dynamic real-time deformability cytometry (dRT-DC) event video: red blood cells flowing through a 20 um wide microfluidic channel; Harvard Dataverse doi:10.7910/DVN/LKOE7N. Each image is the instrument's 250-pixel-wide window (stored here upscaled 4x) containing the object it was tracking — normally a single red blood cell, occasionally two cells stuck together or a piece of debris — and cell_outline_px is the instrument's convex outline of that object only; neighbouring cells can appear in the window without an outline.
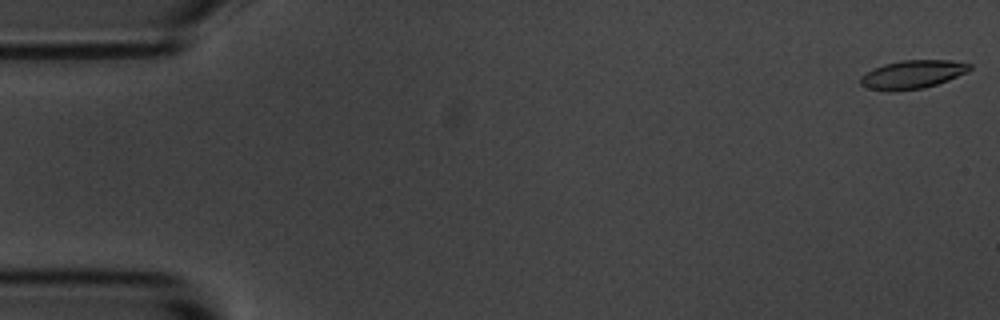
{"species": "common noctule bat (a hibernating species)", "species_latin": "Nyctalus noctula", "temperature_condition": "room temperature", "stored_images_in_passage": 6, "camera_frame_rate_fps": 3000, "um_per_image_px": 0.085, "animal": {"sex": "male", "body_mass_g": 20.1, "forearm_length_mm": 53.5}, "frame": {"image": 1, "passage_image": 1, "time_ms": 0.0, "image_size_px": [1000, 320], "cell_outline_px": [[972, 68], [968, 72], [948, 80], [924, 88], [892, 92], [888, 92], [868, 88], [860, 84], [860, 76], [872, 68], [884, 64], [900, 60], [952, 60], [972, 64]], "centroid_in_image_um": [77.55, 6.33], "position_along_channel_um": 7.5, "area_um2": 18.38}}
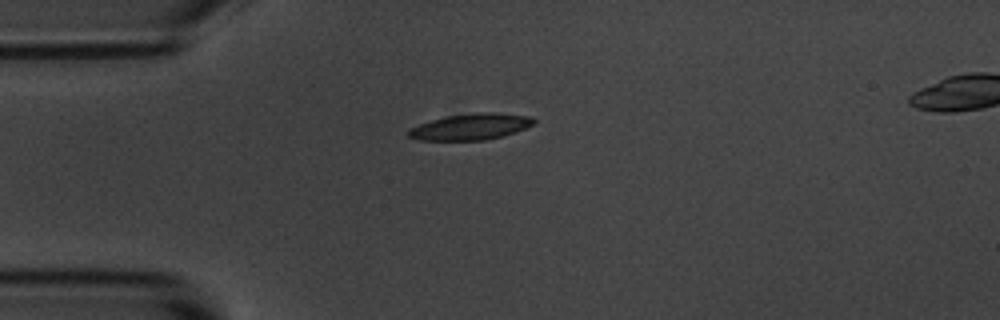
{"frame": {"image": 2, "passage_image": 4, "time_ms": 4.333, "image_size_px": [1000, 320], "cell_outline_px": [[536, 124], [516, 132], [484, 140], [420, 140], [408, 136], [408, 128], [432, 120], [448, 116], [476, 112], [492, 112], [528, 116], [536, 120]], "centroid_in_image_um": [40.03, 10.77], "position_along_channel_um": 45.0, "area_um2": 19.02}}